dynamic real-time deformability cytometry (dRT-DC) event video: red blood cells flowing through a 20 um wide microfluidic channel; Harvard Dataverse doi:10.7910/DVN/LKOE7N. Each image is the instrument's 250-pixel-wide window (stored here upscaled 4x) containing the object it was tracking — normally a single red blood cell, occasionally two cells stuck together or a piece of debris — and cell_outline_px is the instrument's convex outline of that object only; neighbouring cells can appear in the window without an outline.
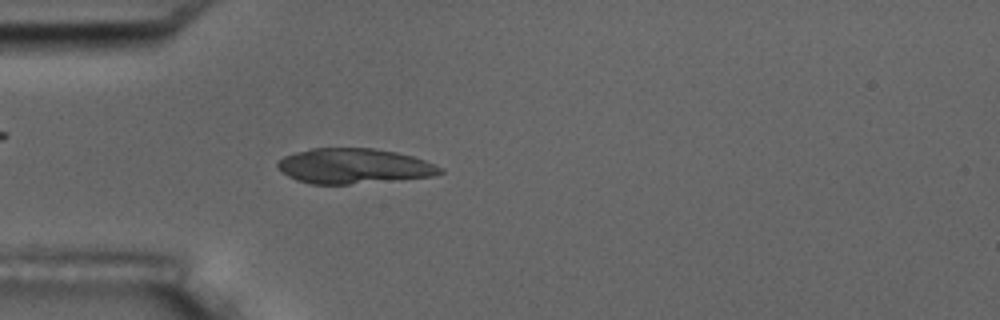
{"species": "common noctule bat (a hibernating species)", "species_latin": "Nyctalus noctula", "temperature_condition": "room temperature", "stored_images_in_passage": 4, "camera_frame_rate_fps": 3000, "um_per_image_px": 0.085, "animal": {"sex": "male", "body_mass_g": 17.5, "forearm_length_mm": 52.3}, "frame": {"image": 1, "passage_image": 4, "time_ms": 3.667, "image_size_px": [1000, 320], "cell_outline_px": [[444, 172], [432, 176], [348, 184], [312, 184], [296, 180], [288, 176], [276, 164], [284, 156], [296, 152], [312, 148], [372, 148], [396, 152], [412, 156], [424, 160], [444, 168]], "centroid_in_image_um": [30.08, 14.11], "position_along_channel_um": 54.9, "area_um2": 32.95}}